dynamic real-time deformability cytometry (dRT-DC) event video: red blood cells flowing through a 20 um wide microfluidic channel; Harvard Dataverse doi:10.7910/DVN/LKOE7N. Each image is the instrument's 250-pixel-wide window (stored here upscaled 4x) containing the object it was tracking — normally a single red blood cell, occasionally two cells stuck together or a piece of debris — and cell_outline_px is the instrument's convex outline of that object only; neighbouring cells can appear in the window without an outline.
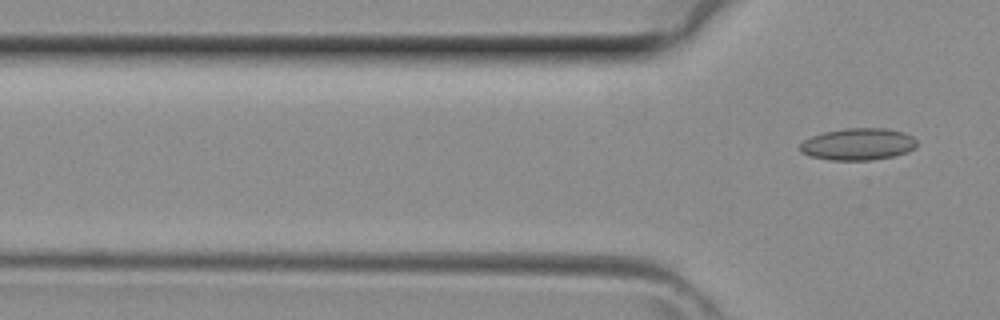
{"species": "common noctule bat (a hibernating species)", "species_latin": "Nyctalus noctula", "temperature_condition": "room temperature", "stored_images_in_passage": 2, "camera_frame_rate_fps": 3000, "um_per_image_px": 0.085, "animal": {"sex": "female", "body_mass_g": 29.2, "forearm_length_mm": 56.3}, "frame": {"image": 1, "passage_image": 2, "time_ms": 0.333, "image_size_px": [1000, 320], "cell_outline_px": [[916, 148], [908, 152], [892, 156], [872, 160], [828, 160], [812, 156], [800, 152], [800, 144], [804, 140], [812, 136], [824, 132], [844, 128], [884, 128], [900, 132], [912, 136], [916, 140]], "centroid_in_image_um": [72.92, 12.26], "position_along_channel_um": 52.9, "area_um2": 21.68}}